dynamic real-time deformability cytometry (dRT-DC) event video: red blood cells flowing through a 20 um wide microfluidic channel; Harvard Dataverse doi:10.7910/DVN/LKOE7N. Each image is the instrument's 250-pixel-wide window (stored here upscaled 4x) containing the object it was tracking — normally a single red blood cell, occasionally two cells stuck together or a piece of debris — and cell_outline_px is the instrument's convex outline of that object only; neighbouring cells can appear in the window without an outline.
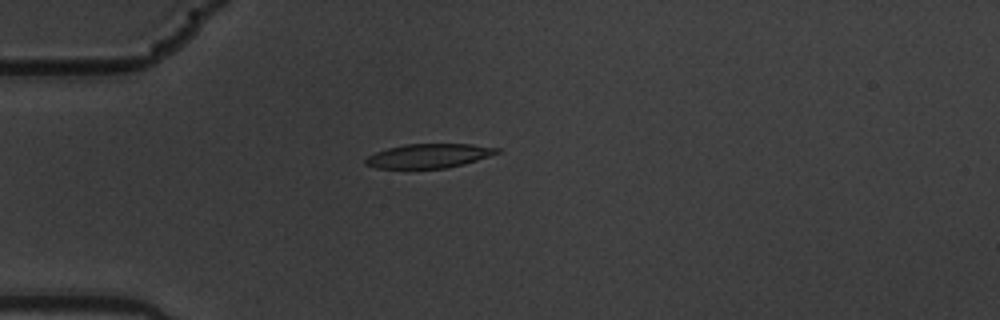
{"species": "common noctule bat (a hibernating species)", "species_latin": "Nyctalus noctula", "temperature_condition": "warm", "stored_images_in_passage": 6, "camera_frame_rate_fps": 3000, "um_per_image_px": 0.085, "animal": {"sex": "male", "body_mass_g": 19.5, "forearm_length_mm": 54.6}, "frame": {"image": 1, "passage_image": 5, "time_ms": 1.333, "image_size_px": [1000, 320], "cell_outline_px": [[500, 152], [464, 164], [448, 168], [376, 168], [364, 164], [364, 160], [368, 156], [376, 152], [388, 148], [404, 144], [472, 144], [500, 148]], "centroid_in_image_um": [36.44, 13.24], "position_along_channel_um": 48.6, "area_um2": 18.44}}